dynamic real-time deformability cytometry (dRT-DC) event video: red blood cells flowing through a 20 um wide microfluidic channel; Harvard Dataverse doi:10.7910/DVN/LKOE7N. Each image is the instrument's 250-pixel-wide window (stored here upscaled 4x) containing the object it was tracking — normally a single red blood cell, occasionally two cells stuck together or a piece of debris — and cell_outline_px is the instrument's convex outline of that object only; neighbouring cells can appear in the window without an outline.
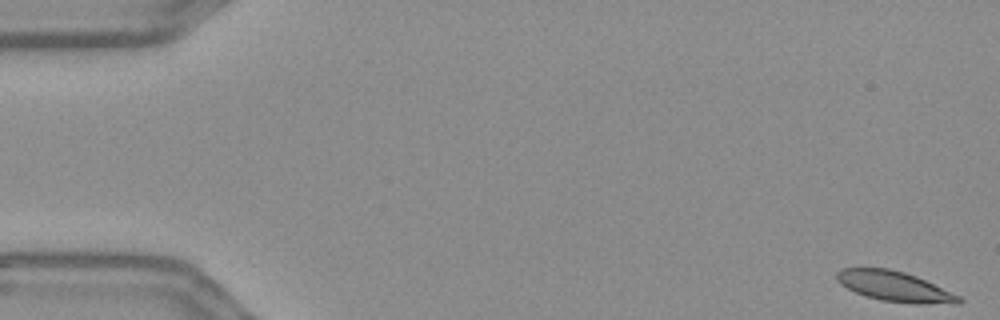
{"species": "Egyptian fruit bat (a non-hibernating species)", "species_latin": "Rousettus aegyptiacus", "temperature_condition": "warm", "stored_images_in_passage": 12, "camera_frame_rate_fps": 3000, "um_per_image_px": 0.085, "frame": {"image": 1, "passage_image": 1, "time_ms": 0.0, "image_size_px": [1000, 320], "cell_outline_px": [[964, 300], [960, 304], [956, 304], [880, 300], [864, 296], [840, 284], [836, 280], [836, 272], [840, 268], [888, 268], [904, 272], [916, 276], [960, 296]], "centroid_in_image_um": [75.99, 24.32], "position_along_channel_um": 9.0, "area_um2": 20.98}}